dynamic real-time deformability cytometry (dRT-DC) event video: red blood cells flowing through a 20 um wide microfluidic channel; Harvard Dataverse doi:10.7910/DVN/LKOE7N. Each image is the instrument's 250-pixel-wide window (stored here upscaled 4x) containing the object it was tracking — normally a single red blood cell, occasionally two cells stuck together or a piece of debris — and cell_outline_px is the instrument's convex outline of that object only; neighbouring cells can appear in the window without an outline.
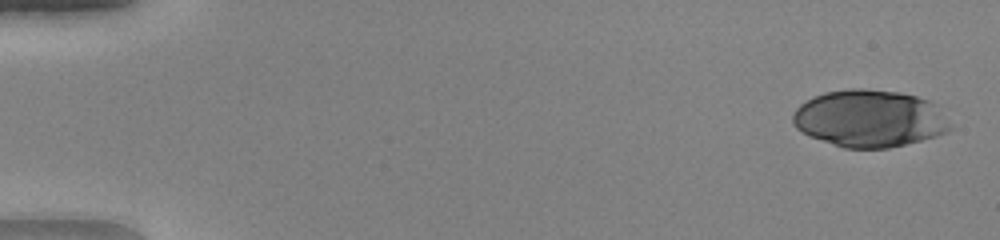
{"species": "human", "species_latin": "Homo sapiens", "temperature_condition": "warm", "stored_images_in_passage": 50, "camera_frame_rate_fps": 3000, "um_per_image_px": 0.085, "donor": {"sex": "female"}, "frame": {"image": 1, "passage_image": 2, "time_ms": 0.333, "image_size_px": [1000, 240], "cell_outline_px": [[952, 128], [948, 132], [936, 136], [888, 148], [844, 148], [808, 136], [796, 128], [792, 120], [792, 116], [796, 108], [800, 104], [812, 96], [824, 92], [848, 88], [864, 88], [900, 92], [916, 96], [928, 100], [932, 104]], "centroid_in_image_um": [73.83, 10.07], "position_along_channel_um": 11.2, "area_um2": 52.25}}
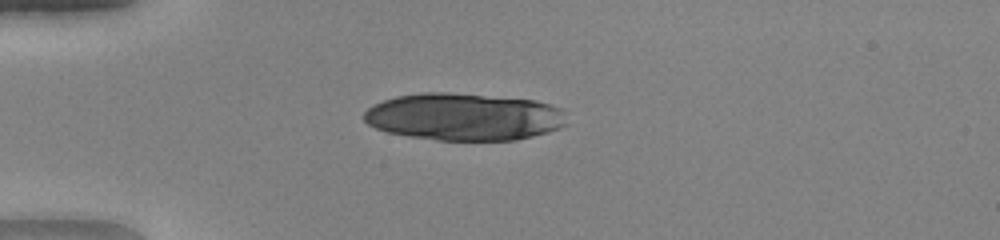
{"frame": {"image": 2, "passage_image": 14, "time_ms": 4.333, "image_size_px": [1000, 240], "cell_outline_px": [[568, 124], [560, 128], [548, 132], [516, 140], [436, 140], [408, 136], [388, 132], [376, 128], [368, 124], [364, 120], [364, 112], [368, 108], [384, 100], [396, 96], [424, 92], [448, 92], [536, 100], [560, 108], [564, 112]], "centroid_in_image_um": [39.46, 9.93], "position_along_channel_um": 45.5, "area_um2": 55.95}}
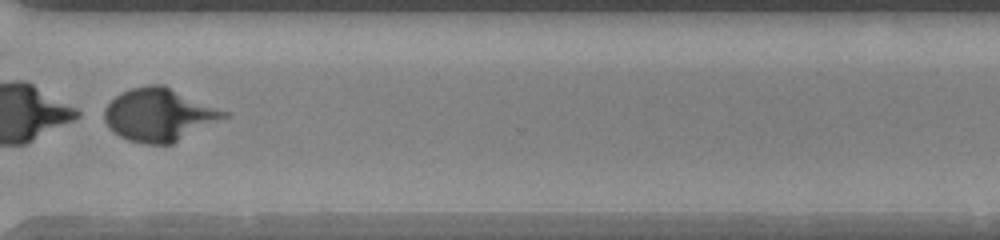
{"frame": {"image": 3, "passage_image": 39, "time_ms": 12.667, "image_size_px": [1000, 240], "cell_outline_px": [[228, 116], [172, 144], [144, 144], [128, 140], [112, 132], [108, 128], [104, 120], [104, 108], [120, 92], [132, 88], [148, 84], [164, 84], [228, 112]], "centroid_in_image_um": [13.49, 9.75], "position_along_channel_um": 357.1, "area_um2": 36.88}}